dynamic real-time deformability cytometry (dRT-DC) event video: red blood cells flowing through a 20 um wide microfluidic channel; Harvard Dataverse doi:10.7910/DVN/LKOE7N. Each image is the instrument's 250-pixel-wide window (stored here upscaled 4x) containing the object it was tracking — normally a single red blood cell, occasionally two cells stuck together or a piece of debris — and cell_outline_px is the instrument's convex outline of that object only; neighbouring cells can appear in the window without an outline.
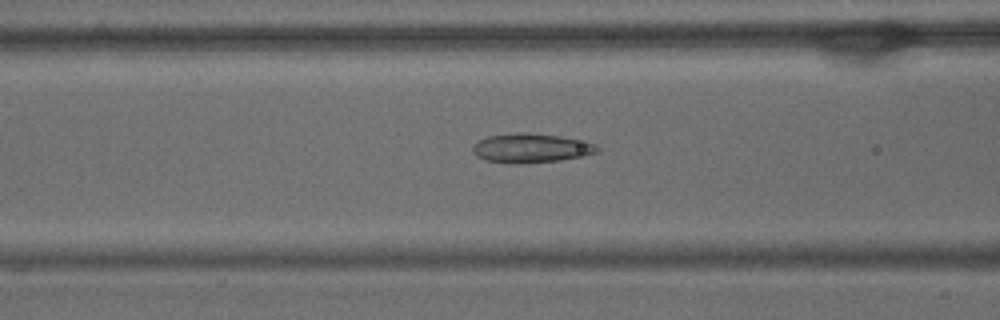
{"species": "common noctule bat (a hibernating species)", "species_latin": "Nyctalus noctula", "temperature_condition": "warm", "stored_images_in_passage": 54, "camera_frame_rate_fps": 3000, "um_per_image_px": 0.085, "animal": {"sex": "male", "body_mass_g": 15.6}, "frame": {"image": 1, "passage_image": 21, "time_ms": 6.667, "image_size_px": [1000, 320], "cell_outline_px": [[600, 148], [596, 152], [584, 156], [560, 160], [512, 164], [484, 160], [476, 156], [472, 152], [472, 148], [480, 140], [488, 136], [516, 132], [528, 132], [560, 136], [596, 144]], "centroid_in_image_um": [45.11, 12.59], "position_along_channel_um": 121.5, "area_um2": 21.15}}
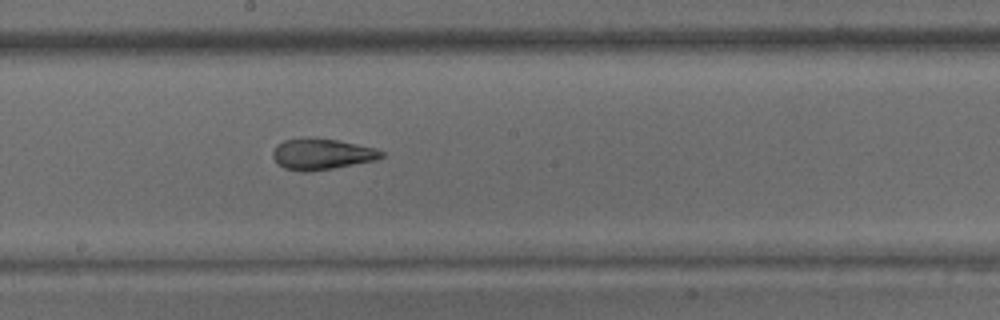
{"frame": {"image": 2, "passage_image": 29, "time_ms": 9.333, "image_size_px": [1000, 320], "cell_outline_px": [[384, 156], [376, 160], [332, 168], [308, 172], [300, 172], [284, 168], [272, 156], [272, 152], [276, 144], [284, 140], [336, 140], [376, 148], [384, 152]], "centroid_in_image_um": [27.37, 13.13], "position_along_channel_um": 220.8, "area_um2": 19.02}}
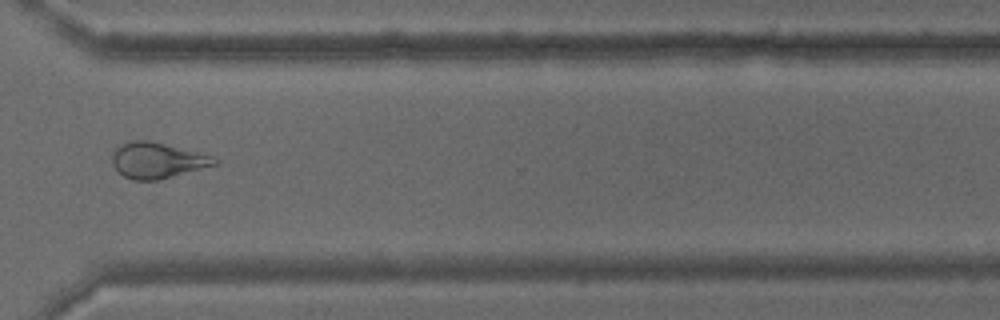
{"frame": {"image": 3, "passage_image": 40, "time_ms": 13.0, "image_size_px": [1000, 320], "cell_outline_px": [[220, 164], [156, 180], [132, 180], [124, 176], [112, 164], [112, 152], [116, 148], [124, 144], [136, 140], [148, 140], [212, 156], [220, 160]], "centroid_in_image_um": [13.38, 13.64], "position_along_channel_um": 357.2, "area_um2": 20.98}, "authors_computed_cell_mechanics": {"area_um2": 23.9003, "velocity_mm_per_s": 3.7231, "shape_relaxation_time_tau1_ms": null, "shape_relaxation_time_tau2_ms": 1.7605, "deformation_change_tau1": null, "deformation_change_tau2": 0.088}}